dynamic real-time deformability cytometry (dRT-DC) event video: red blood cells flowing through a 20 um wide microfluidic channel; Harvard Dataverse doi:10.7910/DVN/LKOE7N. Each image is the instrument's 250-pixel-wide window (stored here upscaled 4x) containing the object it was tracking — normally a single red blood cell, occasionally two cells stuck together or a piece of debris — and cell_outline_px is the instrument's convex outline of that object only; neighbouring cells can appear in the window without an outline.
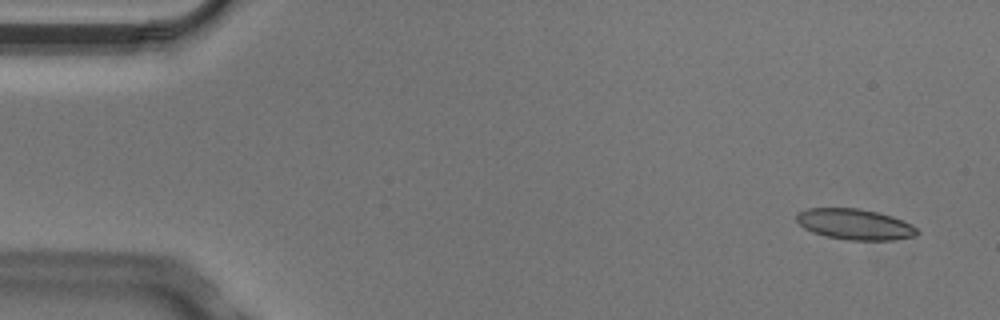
{"species": "Egyptian fruit bat (a non-hibernating species)", "species_latin": "Rousettus aegyptiacus", "temperature_condition": "cold", "stored_images_in_passage": 5, "camera_frame_rate_fps": 3000, "um_per_image_px": 0.085, "animal": {"sex": "male"}, "frame": {"image": 1, "passage_image": 1, "time_ms": 0.0, "image_size_px": [1000, 320], "cell_outline_px": [[920, 232], [916, 236], [892, 240], [848, 240], [824, 236], [812, 232], [804, 228], [796, 220], [796, 216], [800, 212], [808, 208], [860, 208], [892, 216], [912, 224]], "centroid_in_image_um": [72.68, 19.07], "position_along_channel_um": 12.3, "area_um2": 21.68}}